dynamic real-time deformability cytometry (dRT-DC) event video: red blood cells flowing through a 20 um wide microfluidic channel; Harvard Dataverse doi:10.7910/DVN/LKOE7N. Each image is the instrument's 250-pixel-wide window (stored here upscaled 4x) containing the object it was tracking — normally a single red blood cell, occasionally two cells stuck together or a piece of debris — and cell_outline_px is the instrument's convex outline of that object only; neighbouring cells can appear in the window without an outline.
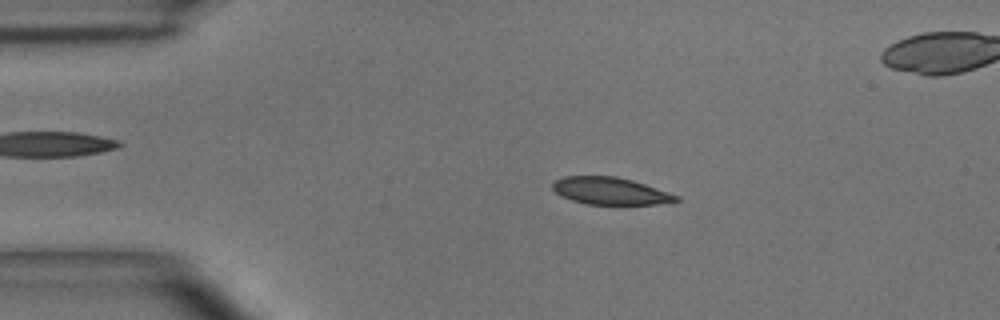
{"species": "common noctule bat (a hibernating species)", "species_latin": "Nyctalus noctula", "temperature_condition": "room temperature", "stored_images_in_passage": 47, "camera_frame_rate_fps": 3000, "um_per_image_px": 0.085, "animal": {"sex": "male", "body_mass_g": 15.6}, "frame": {"image": 1, "passage_image": 9, "time_ms": 2.667, "image_size_px": [1000, 320], "cell_outline_px": [[680, 200], [656, 204], [588, 204], [572, 200], [556, 192], [552, 188], [552, 184], [556, 180], [564, 176], [616, 176], [632, 180], [680, 196]], "centroid_in_image_um": [51.88, 16.22], "position_along_channel_um": 33.1, "area_um2": 19.31}}
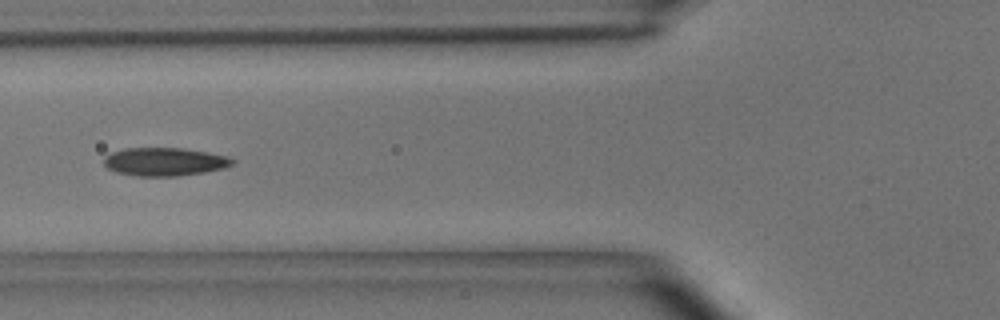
{"frame": {"image": 2, "passage_image": 18, "time_ms": 5.667, "image_size_px": [1000, 320], "cell_outline_px": [[236, 160], [232, 164], [224, 168], [204, 172], [176, 176], [136, 176], [116, 172], [108, 168], [104, 164], [104, 156], [112, 152], [124, 148], [184, 148], [228, 156]], "centroid_in_image_um": [13.98, 13.74], "position_along_channel_um": 111.8, "area_um2": 21.15}}
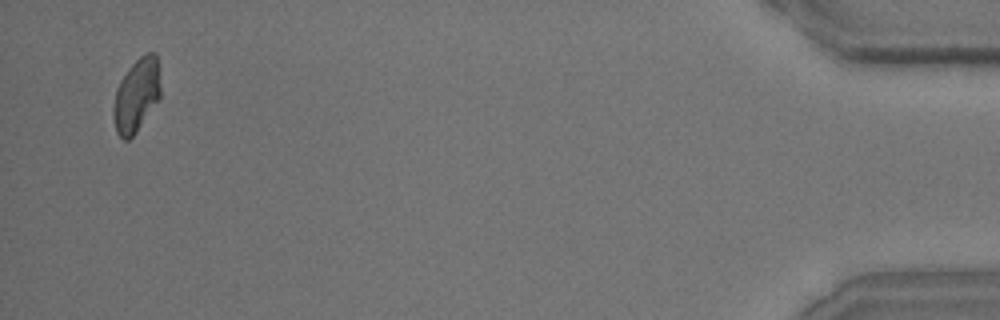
{"frame": {"image": 3, "passage_image": 46, "time_ms": 15.0, "image_size_px": [1000, 320], "cell_outline_px": [[160, 100], [136, 132], [128, 140], [124, 140], [116, 132], [112, 112], [112, 108], [116, 88], [120, 80], [128, 68], [140, 56], [148, 52], [156, 52], [160, 68]], "centroid_in_image_um": [11.62, 8.08], "position_along_channel_um": 423.6, "area_um2": 20.63}, "authors_computed_cell_mechanics": {"area_um2": 20.5768, "velocity_mm_per_s": 3.9543, "shape_relaxation_time_tau1_ms": 3.3766, "shape_relaxation_time_tau2_ms": 4.1216, "deformation_change_tau1": 0.11, "deformation_change_tau2": 0.0883}}